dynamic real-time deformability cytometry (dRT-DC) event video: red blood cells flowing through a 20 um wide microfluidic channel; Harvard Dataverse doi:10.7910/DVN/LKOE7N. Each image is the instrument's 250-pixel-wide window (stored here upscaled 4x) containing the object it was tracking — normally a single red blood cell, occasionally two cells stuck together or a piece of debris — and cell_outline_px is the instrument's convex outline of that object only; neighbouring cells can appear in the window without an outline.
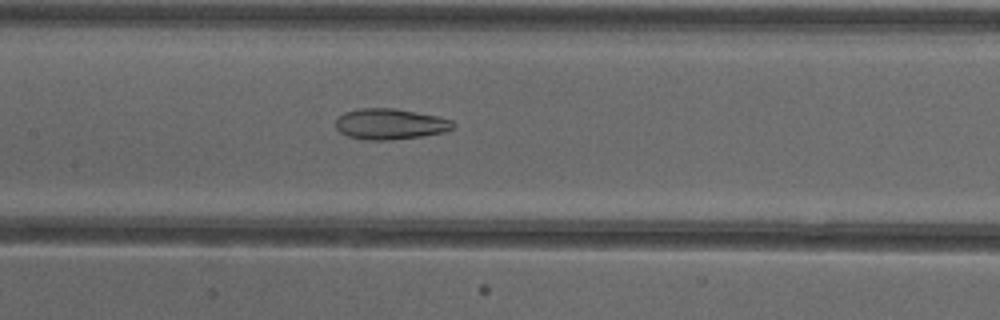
{"species": "common noctule bat (a hibernating species)", "species_latin": "Nyctalus noctula", "temperature_condition": "cold", "stored_images_in_passage": 53, "camera_frame_rate_fps": 3000, "um_per_image_px": 0.085, "animal": {"sex": "female"}, "frame": {"image": 1, "passage_image": 26, "time_ms": 8.333, "image_size_px": [1000, 320], "cell_outline_px": [[456, 124], [452, 128], [444, 132], [420, 136], [392, 140], [364, 140], [348, 136], [340, 132], [336, 128], [336, 120], [344, 112], [360, 108], [396, 108], [440, 116], [452, 120]], "centroid_in_image_um": [33.17, 10.53], "position_along_channel_um": 174.2, "area_um2": 21.21}}
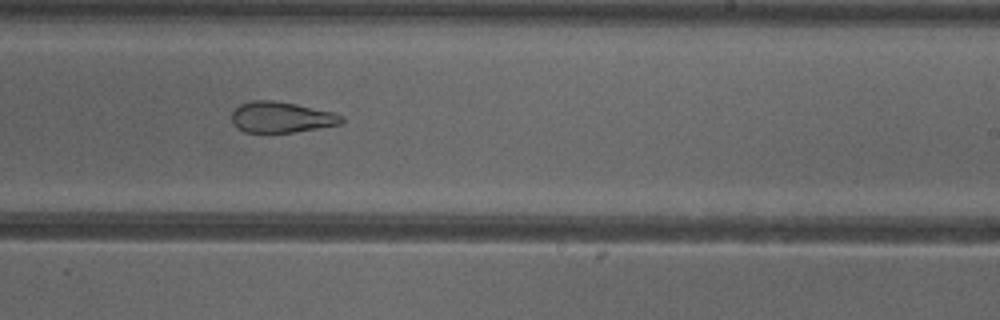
{"frame": {"image": 2, "passage_image": 33, "time_ms": 10.667, "image_size_px": [1000, 320], "cell_outline_px": [[344, 120], [340, 124], [292, 132], [244, 132], [236, 128], [232, 124], [232, 112], [240, 104], [252, 100], [272, 100], [296, 104], [332, 112], [344, 116]], "centroid_in_image_um": [23.88, 9.96], "position_along_channel_um": 265.1, "area_um2": 19.65}}
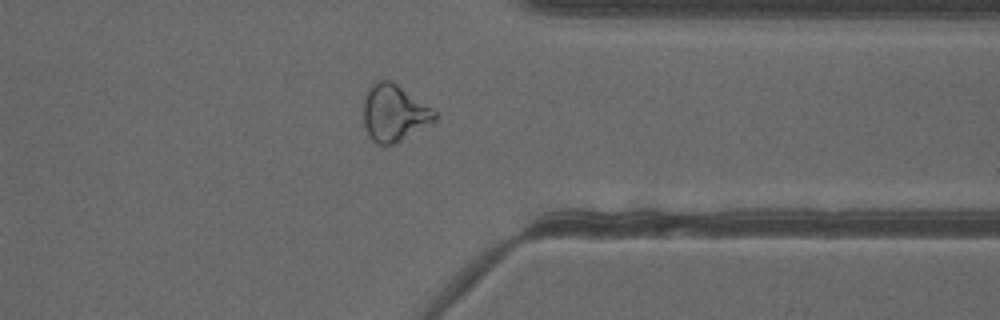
{"frame": {"image": 3, "passage_image": 42, "time_ms": 13.667, "image_size_px": [1000, 320], "cell_outline_px": [[436, 120], [400, 140], [392, 144], [380, 144], [372, 140], [364, 124], [364, 96], [372, 80], [392, 80], [432, 108], [436, 112]], "centroid_in_image_um": [33.47, 9.55], "position_along_channel_um": 377.9, "area_um2": 23.35}, "authors_computed_cell_mechanics": {"area_um2": 25.143, "velocity_mm_per_s": 3.9098, "shape_relaxation_time_tau1_ms": null, "shape_relaxation_time_tau2_ms": 3.1371, "deformation_change_tau1": null, "deformation_change_tau2": 0.1179}}